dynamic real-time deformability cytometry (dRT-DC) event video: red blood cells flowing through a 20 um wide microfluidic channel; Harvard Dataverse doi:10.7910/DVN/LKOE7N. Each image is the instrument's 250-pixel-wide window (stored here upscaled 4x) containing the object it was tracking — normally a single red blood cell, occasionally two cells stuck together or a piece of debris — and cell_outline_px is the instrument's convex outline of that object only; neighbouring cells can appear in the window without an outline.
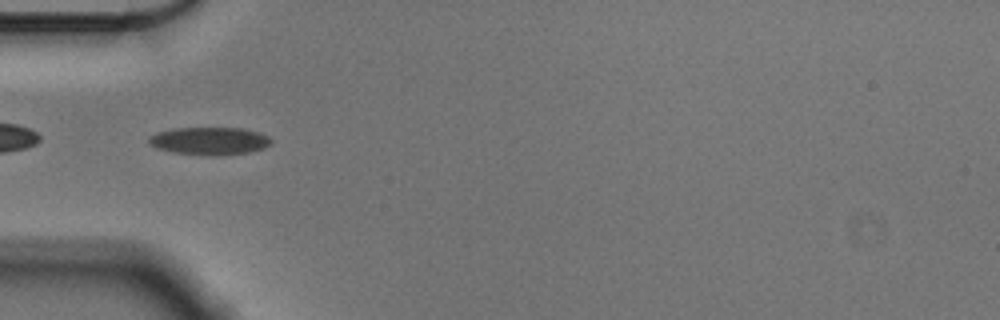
{"species": "Egyptian fruit bat (a non-hibernating species)", "species_latin": "Rousettus aegyptiacus", "temperature_condition": "cold", "stored_images_in_passage": 54, "segment_of_instrument_passage": [2, 2], "camera_frame_rate_fps": 3000, "um_per_image_px": 0.085, "animal": {"sex": "male"}, "frame": {"image": 1, "passage_image": 17, "time_ms": 5.333, "image_size_px": [1000, 320], "cell_outline_px": [[272, 144], [264, 148], [248, 152], [172, 152], [156, 148], [148, 144], [148, 136], [156, 132], [176, 128], [244, 128], [260, 132], [268, 136], [272, 140]], "centroid_in_image_um": [17.79, 11.91], "position_along_channel_um": 67.2, "area_um2": 18.84}}
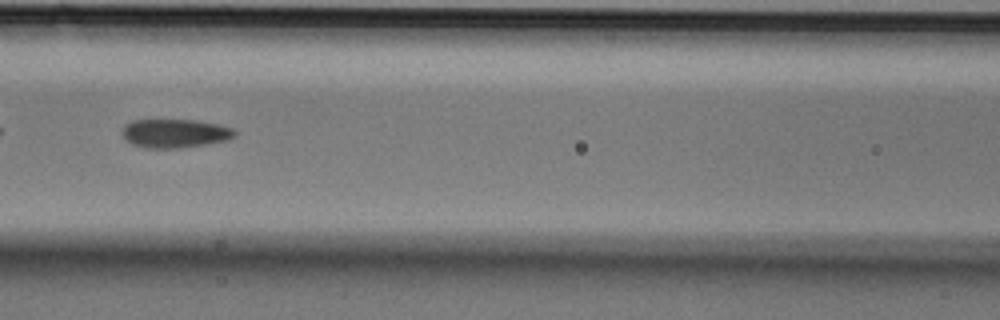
{"frame": {"image": 2, "passage_image": 24, "time_ms": 7.667, "image_size_px": [1000, 320], "cell_outline_px": [[236, 136], [228, 140], [208, 144], [180, 148], [144, 148], [132, 144], [124, 136], [124, 124], [132, 120], [196, 120], [216, 124], [232, 128], [236, 132]], "centroid_in_image_um": [14.9, 11.34], "position_along_channel_um": 151.7, "area_um2": 18.79}}
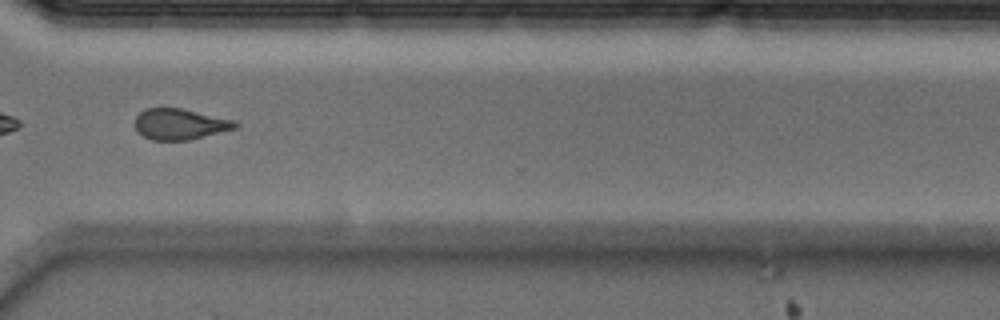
{"frame": {"image": 3, "passage_image": 41, "time_ms": 13.333, "image_size_px": [1000, 320], "cell_outline_px": [[240, 124], [236, 128], [188, 140], [152, 140], [136, 132], [132, 124], [136, 116], [144, 108], [180, 108], [236, 120]], "centroid_in_image_um": [15.25, 10.55], "position_along_channel_um": 355.4, "area_um2": 18.26}}